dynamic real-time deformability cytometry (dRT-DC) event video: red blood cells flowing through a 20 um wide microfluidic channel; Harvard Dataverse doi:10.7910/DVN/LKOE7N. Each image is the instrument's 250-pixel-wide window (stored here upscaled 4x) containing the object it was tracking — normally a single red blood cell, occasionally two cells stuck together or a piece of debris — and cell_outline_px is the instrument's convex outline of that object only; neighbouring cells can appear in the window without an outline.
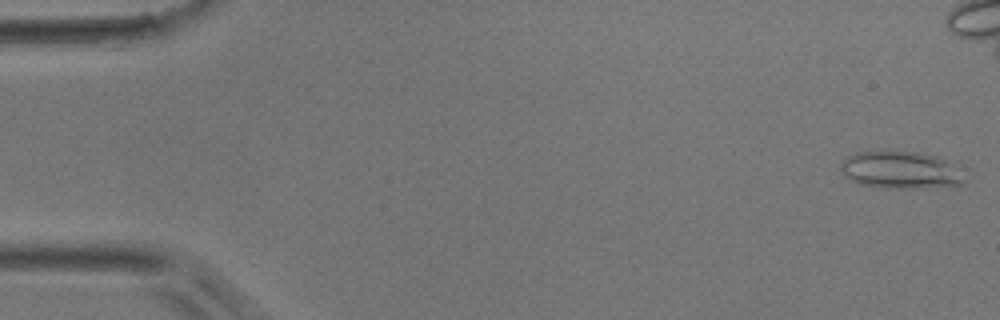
{"species": "common noctule bat (a hibernating species)", "species_latin": "Nyctalus noctula", "temperature_condition": "room temperature", "stored_images_in_passage": 43, "camera_frame_rate_fps": 3000, "um_per_image_px": 0.085, "animal": {"sex": "male", "body_mass_g": 17.9}, "frame": {"image": 1, "passage_image": 1, "time_ms": 0.0, "image_size_px": [1000, 320], "cell_outline_px": [[964, 184], [912, 188], [884, 188], [860, 184], [852, 180], [840, 168], [840, 164], [848, 156], [856, 152], [916, 152], [936, 156], [944, 160], [964, 180]], "centroid_in_image_um": [76.46, 14.46], "position_along_channel_um": 8.5, "area_um2": 25.78}}
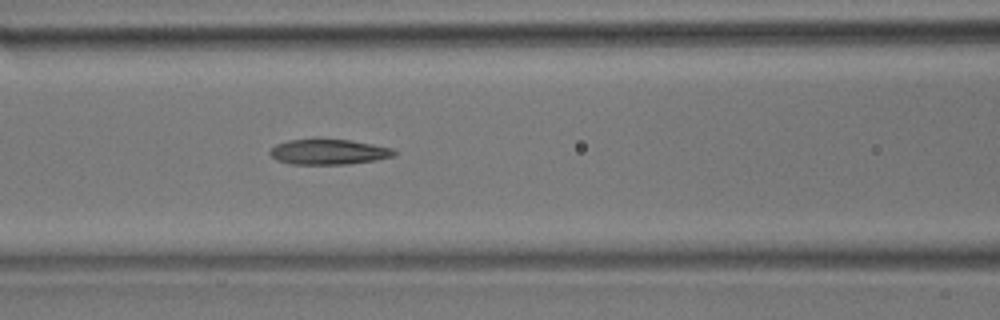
{"frame": {"image": 2, "passage_image": 20, "time_ms": 6.333, "image_size_px": [1000, 320], "cell_outline_px": [[400, 152], [396, 156], [376, 160], [348, 164], [292, 164], [276, 160], [268, 152], [276, 144], [288, 140], [316, 136], [348, 140], [372, 144], [392, 148]], "centroid_in_image_um": [27.94, 12.87], "position_along_channel_um": 138.7, "area_um2": 19.07}}
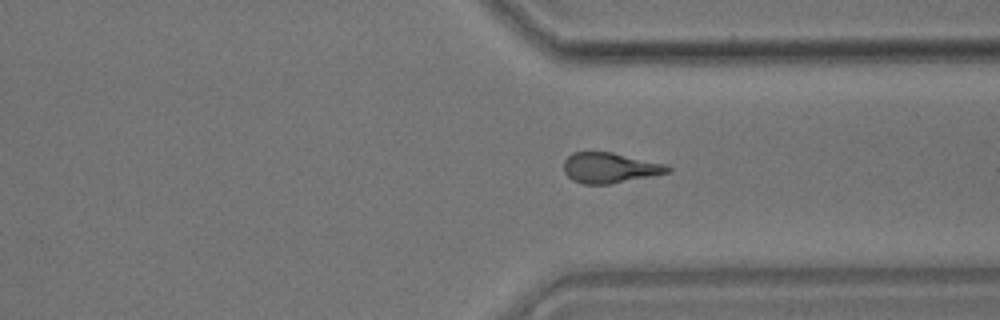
{"frame": {"image": 3, "passage_image": 36, "time_ms": 11.667, "image_size_px": [1000, 320], "cell_outline_px": [[672, 172], [652, 176], [608, 184], [584, 184], [572, 180], [564, 172], [564, 160], [572, 152], [612, 152], [664, 164], [672, 168]], "centroid_in_image_um": [51.83, 14.26], "position_along_channel_um": 359.6, "area_um2": 18.32}}